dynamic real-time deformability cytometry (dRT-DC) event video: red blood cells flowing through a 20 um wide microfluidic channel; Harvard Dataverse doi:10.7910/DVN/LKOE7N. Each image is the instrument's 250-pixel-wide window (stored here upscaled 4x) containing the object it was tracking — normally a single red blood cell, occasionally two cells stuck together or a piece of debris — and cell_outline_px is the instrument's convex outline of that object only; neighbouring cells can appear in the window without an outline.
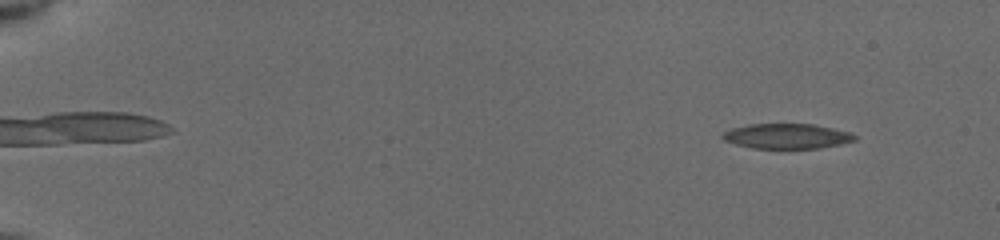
{"species": "common noctule bat (a hibernating species)", "species_latin": "Nyctalus noctula", "temperature_condition": "cold", "stored_images_in_passage": 24, "camera_frame_rate_fps": 3000, "um_per_image_px": 0.085, "animal": {"sex": "female", "body_mass_g": 19.5, "forearm_length_mm": 54.1}, "frame": {"image": 1, "passage_image": 5, "time_ms": 1.333, "image_size_px": [1000, 240], "cell_outline_px": [[856, 140], [840, 144], [820, 148], [752, 148], [736, 144], [724, 140], [720, 136], [724, 132], [732, 128], [748, 124], [812, 124], [852, 132], [856, 136]], "centroid_in_image_um": [66.89, 11.57], "position_along_channel_um": 18.1, "area_um2": 19.25}}
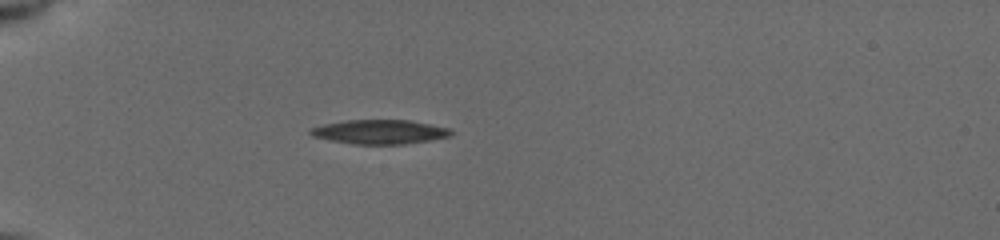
{"frame": {"image": 2, "passage_image": 16, "time_ms": 5.333, "image_size_px": [1000, 240], "cell_outline_px": [[452, 136], [404, 144], [352, 144], [312, 136], [308, 132], [308, 128], [324, 124], [348, 120], [408, 120], [448, 128], [452, 132]], "centroid_in_image_um": [32.23, 11.21], "position_along_channel_um": 52.8, "area_um2": 19.65}}
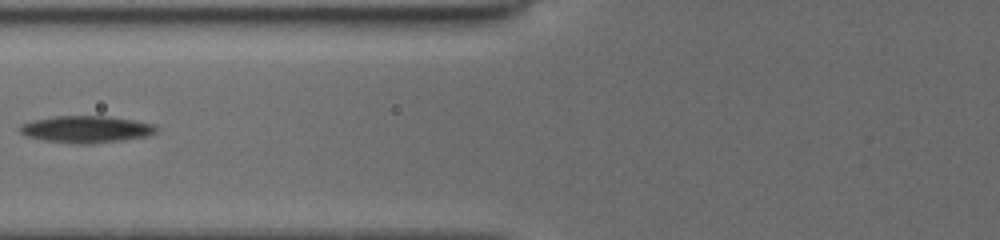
{"frame": {"image": 3, "passage_image": 23, "time_ms": 7.667, "image_size_px": [1000, 240], "cell_outline_px": [[156, 132], [148, 136], [120, 140], [88, 144], [76, 144], [44, 140], [24, 136], [16, 128], [20, 124], [32, 120], [56, 116], [108, 116], [132, 120], [152, 124], [156, 128]], "centroid_in_image_um": [7.24, 10.99], "position_along_channel_um": 118.6, "area_um2": 21.39}}